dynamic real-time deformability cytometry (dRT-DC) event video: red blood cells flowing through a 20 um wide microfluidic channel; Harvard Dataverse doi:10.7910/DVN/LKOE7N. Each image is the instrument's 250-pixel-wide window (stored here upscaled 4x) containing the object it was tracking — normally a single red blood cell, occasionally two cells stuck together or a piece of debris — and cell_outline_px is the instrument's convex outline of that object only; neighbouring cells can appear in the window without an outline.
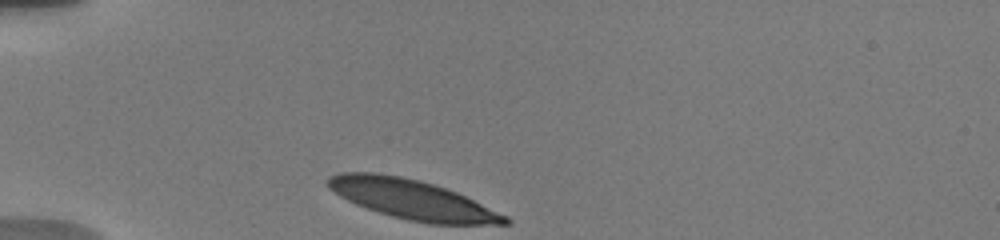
{"species": "human", "species_latin": "Homo sapiens", "temperature_condition": "warm", "stored_images_in_passage": 20, "camera_frame_rate_fps": 3000, "um_per_image_px": 0.085, "donor": {"sex": "male"}, "frame": {"image": 1, "passage_image": 1, "time_ms": 0.0, "image_size_px": [1000, 240], "cell_outline_px": [[512, 224], [428, 224], [408, 220], [392, 216], [356, 204], [340, 196], [328, 188], [328, 176], [340, 172], [372, 172], [400, 176], [432, 184], [456, 192], [508, 216], [512, 220]], "centroid_in_image_um": [35.05, 16.96], "position_along_channel_um": 50.0, "area_um2": 40.4}}
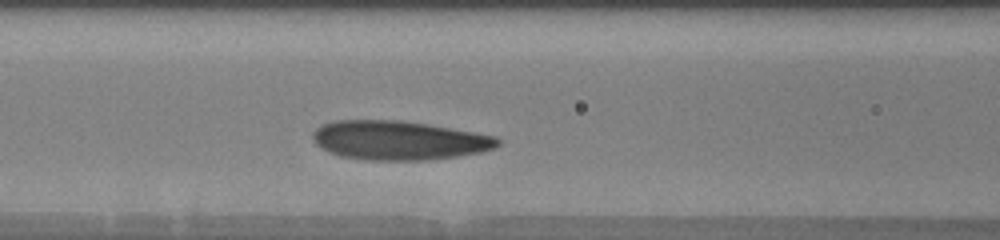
{"frame": {"image": 2, "passage_image": 12, "time_ms": 3.0, "image_size_px": [1000, 240], "cell_outline_px": [[500, 144], [496, 148], [480, 152], [460, 156], [428, 160], [364, 160], [340, 156], [328, 152], [316, 144], [312, 140], [312, 132], [316, 128], [324, 124], [336, 120], [400, 120], [428, 124], [496, 136], [500, 140]], "centroid_in_image_um": [33.89, 11.93], "position_along_channel_um": 132.7, "area_um2": 42.37}}
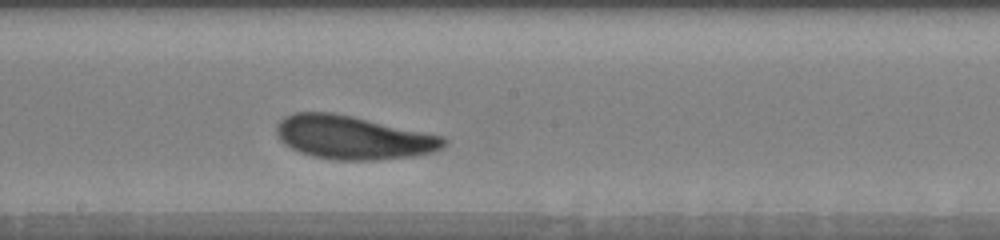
{"frame": {"image": 3, "passage_image": 20, "time_ms": 5.333, "image_size_px": [1000, 240], "cell_outline_px": [[448, 140], [440, 148], [432, 152], [412, 156], [376, 160], [332, 160], [312, 156], [300, 152], [284, 144], [280, 140], [276, 132], [276, 124], [284, 116], [292, 112], [332, 112], [352, 116], [444, 136]], "centroid_in_image_um": [29.97, 11.68], "position_along_channel_um": 218.2, "area_um2": 42.43}}